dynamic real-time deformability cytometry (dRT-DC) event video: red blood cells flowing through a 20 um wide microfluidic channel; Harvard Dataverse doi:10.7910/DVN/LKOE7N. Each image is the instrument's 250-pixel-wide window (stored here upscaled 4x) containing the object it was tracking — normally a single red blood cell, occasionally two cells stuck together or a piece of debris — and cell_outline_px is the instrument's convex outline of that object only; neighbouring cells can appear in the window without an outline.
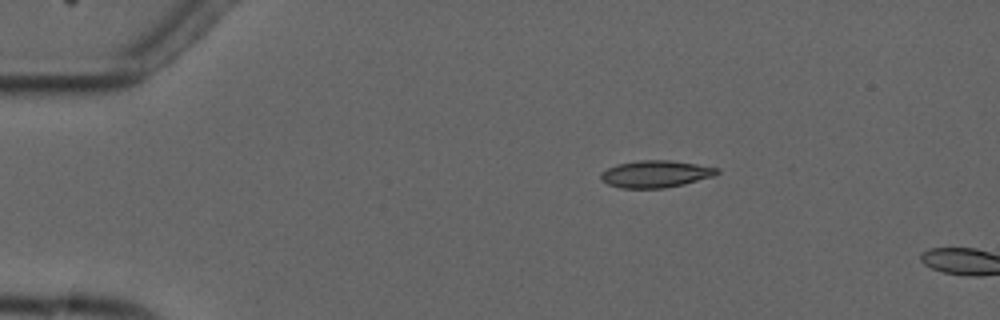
{"species": "common noctule bat (a hibernating species)", "species_latin": "Nyctalus noctula", "temperature_condition": "cold", "stored_images_in_passage": 3, "camera_frame_rate_fps": 3000, "um_per_image_px": 0.085, "animal": {"sex": "male", "forearm_length_mm": 52.5}, "frame": {"image": 1, "passage_image": 2, "time_ms": 2.0, "image_size_px": [1000, 320], "cell_outline_px": [[720, 172], [712, 176], [684, 184], [664, 188], [620, 188], [608, 184], [600, 180], [600, 172], [616, 164], [640, 160], [668, 160], [696, 164], [720, 168]], "centroid_in_image_um": [55.69, 14.78], "position_along_channel_um": 29.3, "area_um2": 18.32}}